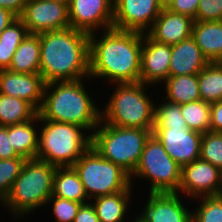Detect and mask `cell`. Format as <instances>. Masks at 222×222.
I'll return each instance as SVG.
<instances>
[{"label":"cell","mask_w":222,"mask_h":222,"mask_svg":"<svg viewBox=\"0 0 222 222\" xmlns=\"http://www.w3.org/2000/svg\"><path fill=\"white\" fill-rule=\"evenodd\" d=\"M180 110L188 129L202 134L210 128V103L197 100L180 105Z\"/></svg>","instance_id":"29"},{"label":"cell","mask_w":222,"mask_h":222,"mask_svg":"<svg viewBox=\"0 0 222 222\" xmlns=\"http://www.w3.org/2000/svg\"><path fill=\"white\" fill-rule=\"evenodd\" d=\"M89 200L125 191L131 186L130 175L120 166L102 157L92 146L72 165Z\"/></svg>","instance_id":"9"},{"label":"cell","mask_w":222,"mask_h":222,"mask_svg":"<svg viewBox=\"0 0 222 222\" xmlns=\"http://www.w3.org/2000/svg\"><path fill=\"white\" fill-rule=\"evenodd\" d=\"M85 81L89 83L91 79L46 83L43 102L38 110L39 119L75 124L92 135L101 121L103 106L96 104L90 90H86L88 85Z\"/></svg>","instance_id":"3"},{"label":"cell","mask_w":222,"mask_h":222,"mask_svg":"<svg viewBox=\"0 0 222 222\" xmlns=\"http://www.w3.org/2000/svg\"><path fill=\"white\" fill-rule=\"evenodd\" d=\"M45 82L40 73H15L0 70V93L26 100L37 110L43 102Z\"/></svg>","instance_id":"17"},{"label":"cell","mask_w":222,"mask_h":222,"mask_svg":"<svg viewBox=\"0 0 222 222\" xmlns=\"http://www.w3.org/2000/svg\"><path fill=\"white\" fill-rule=\"evenodd\" d=\"M142 45L141 32L110 28L90 34L89 78L109 85L140 82Z\"/></svg>","instance_id":"1"},{"label":"cell","mask_w":222,"mask_h":222,"mask_svg":"<svg viewBox=\"0 0 222 222\" xmlns=\"http://www.w3.org/2000/svg\"><path fill=\"white\" fill-rule=\"evenodd\" d=\"M56 166L40 159H28L23 165L20 175L0 206L6 209L13 220L25 222L32 213L42 209L52 196L53 177ZM21 218V219H20ZM18 220V221H17Z\"/></svg>","instance_id":"4"},{"label":"cell","mask_w":222,"mask_h":222,"mask_svg":"<svg viewBox=\"0 0 222 222\" xmlns=\"http://www.w3.org/2000/svg\"><path fill=\"white\" fill-rule=\"evenodd\" d=\"M36 159L56 167L72 166L91 146V135L81 126L40 120Z\"/></svg>","instance_id":"6"},{"label":"cell","mask_w":222,"mask_h":222,"mask_svg":"<svg viewBox=\"0 0 222 222\" xmlns=\"http://www.w3.org/2000/svg\"><path fill=\"white\" fill-rule=\"evenodd\" d=\"M152 132L148 129L112 126L100 121L91 135V146L131 176Z\"/></svg>","instance_id":"7"},{"label":"cell","mask_w":222,"mask_h":222,"mask_svg":"<svg viewBox=\"0 0 222 222\" xmlns=\"http://www.w3.org/2000/svg\"><path fill=\"white\" fill-rule=\"evenodd\" d=\"M29 34L18 17L0 33V70H7L20 43Z\"/></svg>","instance_id":"27"},{"label":"cell","mask_w":222,"mask_h":222,"mask_svg":"<svg viewBox=\"0 0 222 222\" xmlns=\"http://www.w3.org/2000/svg\"><path fill=\"white\" fill-rule=\"evenodd\" d=\"M19 18L29 34L39 35L70 28L68 6L57 1L27 0Z\"/></svg>","instance_id":"11"},{"label":"cell","mask_w":222,"mask_h":222,"mask_svg":"<svg viewBox=\"0 0 222 222\" xmlns=\"http://www.w3.org/2000/svg\"><path fill=\"white\" fill-rule=\"evenodd\" d=\"M133 188L131 185L125 191L102 195L93 198V201L90 200L100 222H125V220H128V217L126 219V216L129 215L127 212L131 209V199L135 195Z\"/></svg>","instance_id":"20"},{"label":"cell","mask_w":222,"mask_h":222,"mask_svg":"<svg viewBox=\"0 0 222 222\" xmlns=\"http://www.w3.org/2000/svg\"><path fill=\"white\" fill-rule=\"evenodd\" d=\"M25 162L26 159L21 156L13 159L0 160V205L8 196Z\"/></svg>","instance_id":"32"},{"label":"cell","mask_w":222,"mask_h":222,"mask_svg":"<svg viewBox=\"0 0 222 222\" xmlns=\"http://www.w3.org/2000/svg\"><path fill=\"white\" fill-rule=\"evenodd\" d=\"M38 110L24 99L0 93V126H12L34 119Z\"/></svg>","instance_id":"26"},{"label":"cell","mask_w":222,"mask_h":222,"mask_svg":"<svg viewBox=\"0 0 222 222\" xmlns=\"http://www.w3.org/2000/svg\"><path fill=\"white\" fill-rule=\"evenodd\" d=\"M51 1L61 2V3H64L65 5L69 6L72 0H51Z\"/></svg>","instance_id":"43"},{"label":"cell","mask_w":222,"mask_h":222,"mask_svg":"<svg viewBox=\"0 0 222 222\" xmlns=\"http://www.w3.org/2000/svg\"><path fill=\"white\" fill-rule=\"evenodd\" d=\"M152 134L180 167L200 158L202 133L188 127H154Z\"/></svg>","instance_id":"14"},{"label":"cell","mask_w":222,"mask_h":222,"mask_svg":"<svg viewBox=\"0 0 222 222\" xmlns=\"http://www.w3.org/2000/svg\"><path fill=\"white\" fill-rule=\"evenodd\" d=\"M178 194L191 202L200 197L221 195L222 171L201 158L182 166Z\"/></svg>","instance_id":"10"},{"label":"cell","mask_w":222,"mask_h":222,"mask_svg":"<svg viewBox=\"0 0 222 222\" xmlns=\"http://www.w3.org/2000/svg\"><path fill=\"white\" fill-rule=\"evenodd\" d=\"M110 87L114 88L110 97H107L104 110L101 108L102 123L117 127L154 129L155 102L147 90L148 87L153 88L152 85L142 82L110 84L109 91Z\"/></svg>","instance_id":"5"},{"label":"cell","mask_w":222,"mask_h":222,"mask_svg":"<svg viewBox=\"0 0 222 222\" xmlns=\"http://www.w3.org/2000/svg\"><path fill=\"white\" fill-rule=\"evenodd\" d=\"M156 100L160 103H155L154 127H187L179 104L170 102L163 97L160 98V101Z\"/></svg>","instance_id":"31"},{"label":"cell","mask_w":222,"mask_h":222,"mask_svg":"<svg viewBox=\"0 0 222 222\" xmlns=\"http://www.w3.org/2000/svg\"><path fill=\"white\" fill-rule=\"evenodd\" d=\"M194 21H222V0H201Z\"/></svg>","instance_id":"35"},{"label":"cell","mask_w":222,"mask_h":222,"mask_svg":"<svg viewBox=\"0 0 222 222\" xmlns=\"http://www.w3.org/2000/svg\"><path fill=\"white\" fill-rule=\"evenodd\" d=\"M163 9L168 8L174 0H158Z\"/></svg>","instance_id":"42"},{"label":"cell","mask_w":222,"mask_h":222,"mask_svg":"<svg viewBox=\"0 0 222 222\" xmlns=\"http://www.w3.org/2000/svg\"><path fill=\"white\" fill-rule=\"evenodd\" d=\"M52 196L83 204L90 201L77 172L72 166L56 168L53 177Z\"/></svg>","instance_id":"23"},{"label":"cell","mask_w":222,"mask_h":222,"mask_svg":"<svg viewBox=\"0 0 222 222\" xmlns=\"http://www.w3.org/2000/svg\"><path fill=\"white\" fill-rule=\"evenodd\" d=\"M145 204L135 218L139 222H192L189 209L178 193H147ZM186 205V207H185Z\"/></svg>","instance_id":"15"},{"label":"cell","mask_w":222,"mask_h":222,"mask_svg":"<svg viewBox=\"0 0 222 222\" xmlns=\"http://www.w3.org/2000/svg\"><path fill=\"white\" fill-rule=\"evenodd\" d=\"M82 204L83 203H78L72 200L51 196L46 202L45 206L48 207L49 205L52 208L51 214L53 213L52 218H54V221L74 222L75 216L77 215Z\"/></svg>","instance_id":"34"},{"label":"cell","mask_w":222,"mask_h":222,"mask_svg":"<svg viewBox=\"0 0 222 222\" xmlns=\"http://www.w3.org/2000/svg\"><path fill=\"white\" fill-rule=\"evenodd\" d=\"M70 27L88 34L113 28L114 0H72Z\"/></svg>","instance_id":"12"},{"label":"cell","mask_w":222,"mask_h":222,"mask_svg":"<svg viewBox=\"0 0 222 222\" xmlns=\"http://www.w3.org/2000/svg\"><path fill=\"white\" fill-rule=\"evenodd\" d=\"M209 63L191 36L171 46L169 77L198 74Z\"/></svg>","instance_id":"19"},{"label":"cell","mask_w":222,"mask_h":222,"mask_svg":"<svg viewBox=\"0 0 222 222\" xmlns=\"http://www.w3.org/2000/svg\"><path fill=\"white\" fill-rule=\"evenodd\" d=\"M194 19L162 9L147 34L156 42L175 45L192 36Z\"/></svg>","instance_id":"18"},{"label":"cell","mask_w":222,"mask_h":222,"mask_svg":"<svg viewBox=\"0 0 222 222\" xmlns=\"http://www.w3.org/2000/svg\"><path fill=\"white\" fill-rule=\"evenodd\" d=\"M39 123V124H38ZM40 119H34L16 125L8 126V136L16 153L28 159H35L38 151Z\"/></svg>","instance_id":"22"},{"label":"cell","mask_w":222,"mask_h":222,"mask_svg":"<svg viewBox=\"0 0 222 222\" xmlns=\"http://www.w3.org/2000/svg\"><path fill=\"white\" fill-rule=\"evenodd\" d=\"M39 35V73L45 83L89 78L90 34L70 27Z\"/></svg>","instance_id":"2"},{"label":"cell","mask_w":222,"mask_h":222,"mask_svg":"<svg viewBox=\"0 0 222 222\" xmlns=\"http://www.w3.org/2000/svg\"><path fill=\"white\" fill-rule=\"evenodd\" d=\"M17 18L11 11L0 7V33Z\"/></svg>","instance_id":"41"},{"label":"cell","mask_w":222,"mask_h":222,"mask_svg":"<svg viewBox=\"0 0 222 222\" xmlns=\"http://www.w3.org/2000/svg\"><path fill=\"white\" fill-rule=\"evenodd\" d=\"M201 0H174L168 10L186 15L195 20L198 4Z\"/></svg>","instance_id":"36"},{"label":"cell","mask_w":222,"mask_h":222,"mask_svg":"<svg viewBox=\"0 0 222 222\" xmlns=\"http://www.w3.org/2000/svg\"><path fill=\"white\" fill-rule=\"evenodd\" d=\"M201 100L214 103L222 100V62H210L198 73Z\"/></svg>","instance_id":"28"},{"label":"cell","mask_w":222,"mask_h":222,"mask_svg":"<svg viewBox=\"0 0 222 222\" xmlns=\"http://www.w3.org/2000/svg\"><path fill=\"white\" fill-rule=\"evenodd\" d=\"M20 157L13 145H11L10 136H8V126H0V160L13 159Z\"/></svg>","instance_id":"37"},{"label":"cell","mask_w":222,"mask_h":222,"mask_svg":"<svg viewBox=\"0 0 222 222\" xmlns=\"http://www.w3.org/2000/svg\"><path fill=\"white\" fill-rule=\"evenodd\" d=\"M161 87L165 91V95L162 97L179 105L201 99L198 74L168 77Z\"/></svg>","instance_id":"25"},{"label":"cell","mask_w":222,"mask_h":222,"mask_svg":"<svg viewBox=\"0 0 222 222\" xmlns=\"http://www.w3.org/2000/svg\"><path fill=\"white\" fill-rule=\"evenodd\" d=\"M209 131L222 133V100L210 104Z\"/></svg>","instance_id":"38"},{"label":"cell","mask_w":222,"mask_h":222,"mask_svg":"<svg viewBox=\"0 0 222 222\" xmlns=\"http://www.w3.org/2000/svg\"><path fill=\"white\" fill-rule=\"evenodd\" d=\"M162 9L158 0H114L113 28L147 33Z\"/></svg>","instance_id":"13"},{"label":"cell","mask_w":222,"mask_h":222,"mask_svg":"<svg viewBox=\"0 0 222 222\" xmlns=\"http://www.w3.org/2000/svg\"><path fill=\"white\" fill-rule=\"evenodd\" d=\"M15 73H39L40 35L28 34L16 49L7 69Z\"/></svg>","instance_id":"24"},{"label":"cell","mask_w":222,"mask_h":222,"mask_svg":"<svg viewBox=\"0 0 222 222\" xmlns=\"http://www.w3.org/2000/svg\"><path fill=\"white\" fill-rule=\"evenodd\" d=\"M140 179L148 183L147 193H178L181 167L153 134L147 139L139 162L130 176L131 185ZM150 181V182H149Z\"/></svg>","instance_id":"8"},{"label":"cell","mask_w":222,"mask_h":222,"mask_svg":"<svg viewBox=\"0 0 222 222\" xmlns=\"http://www.w3.org/2000/svg\"><path fill=\"white\" fill-rule=\"evenodd\" d=\"M130 217H131V219H132V222H139V220L136 219V218H134V220H133L132 215H131Z\"/></svg>","instance_id":"44"},{"label":"cell","mask_w":222,"mask_h":222,"mask_svg":"<svg viewBox=\"0 0 222 222\" xmlns=\"http://www.w3.org/2000/svg\"><path fill=\"white\" fill-rule=\"evenodd\" d=\"M27 0H0V7L11 11L20 17L24 11Z\"/></svg>","instance_id":"40"},{"label":"cell","mask_w":222,"mask_h":222,"mask_svg":"<svg viewBox=\"0 0 222 222\" xmlns=\"http://www.w3.org/2000/svg\"><path fill=\"white\" fill-rule=\"evenodd\" d=\"M200 158L222 171V133L208 131L202 135Z\"/></svg>","instance_id":"33"},{"label":"cell","mask_w":222,"mask_h":222,"mask_svg":"<svg viewBox=\"0 0 222 222\" xmlns=\"http://www.w3.org/2000/svg\"><path fill=\"white\" fill-rule=\"evenodd\" d=\"M194 200L200 202L192 210V222H222V195Z\"/></svg>","instance_id":"30"},{"label":"cell","mask_w":222,"mask_h":222,"mask_svg":"<svg viewBox=\"0 0 222 222\" xmlns=\"http://www.w3.org/2000/svg\"><path fill=\"white\" fill-rule=\"evenodd\" d=\"M74 222H100L90 201L81 205Z\"/></svg>","instance_id":"39"},{"label":"cell","mask_w":222,"mask_h":222,"mask_svg":"<svg viewBox=\"0 0 222 222\" xmlns=\"http://www.w3.org/2000/svg\"><path fill=\"white\" fill-rule=\"evenodd\" d=\"M192 37L209 62H222V21H194Z\"/></svg>","instance_id":"21"},{"label":"cell","mask_w":222,"mask_h":222,"mask_svg":"<svg viewBox=\"0 0 222 222\" xmlns=\"http://www.w3.org/2000/svg\"><path fill=\"white\" fill-rule=\"evenodd\" d=\"M170 59V45L156 42L143 33L140 82L155 87L161 85L169 77Z\"/></svg>","instance_id":"16"}]
</instances>
